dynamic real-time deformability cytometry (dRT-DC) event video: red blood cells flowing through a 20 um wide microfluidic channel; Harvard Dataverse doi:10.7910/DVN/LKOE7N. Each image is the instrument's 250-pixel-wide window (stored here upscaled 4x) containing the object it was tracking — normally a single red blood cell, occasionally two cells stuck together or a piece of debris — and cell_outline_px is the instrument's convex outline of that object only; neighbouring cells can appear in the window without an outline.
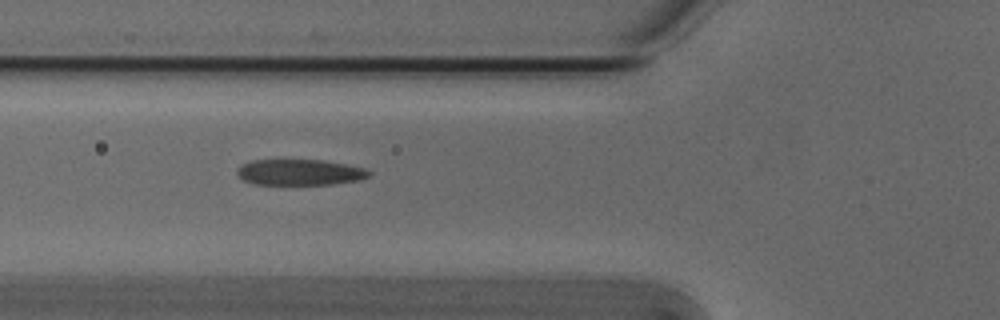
{"species": "Egyptian fruit bat (a non-hibernating species)", "species_latin": "Rousettus aegyptiacus", "temperature_condition": "cold", "stored_images_in_passage": 6, "camera_frame_rate_fps": 3000, "um_per_image_px": 0.085, "animal": {"sex": "male"}, "frame": {"image": 1, "passage_image": 6, "time_ms": 1.667, "image_size_px": [1000, 320], "cell_outline_px": [[372, 172], [368, 176], [360, 180], [332, 184], [256, 184], [244, 180], [236, 172], [244, 164], [252, 160], [320, 160], [344, 164], [364, 168]], "centroid_in_image_um": [25.51, 14.64], "position_along_channel_um": 100.3, "area_um2": 19.54}}